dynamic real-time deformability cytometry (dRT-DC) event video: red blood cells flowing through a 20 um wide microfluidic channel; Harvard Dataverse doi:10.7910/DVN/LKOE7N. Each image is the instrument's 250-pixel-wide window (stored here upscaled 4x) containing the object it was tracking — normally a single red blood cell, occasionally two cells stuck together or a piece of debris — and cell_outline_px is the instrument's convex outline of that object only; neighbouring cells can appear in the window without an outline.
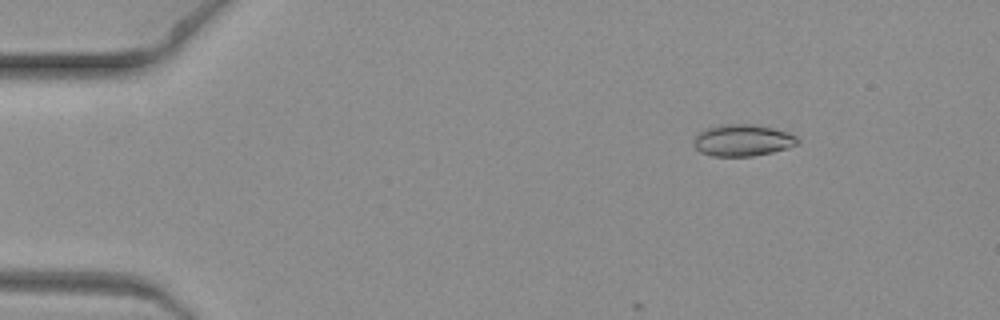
{"species": "common noctule bat (a hibernating species)", "species_latin": "Nyctalus noctula", "temperature_condition": "warm", "stored_images_in_passage": 6, "camera_frame_rate_fps": 3000, "um_per_image_px": 0.085, "animal": {"sex": "female", "body_mass_g": 19.3, "forearm_length_mm": 54.1}, "frame": {"image": 1, "passage_image": 2, "time_ms": 0.333, "image_size_px": [1000, 320], "cell_outline_px": [[800, 140], [796, 144], [788, 148], [772, 152], [752, 156], [712, 156], [700, 152], [692, 144], [696, 136], [700, 132], [716, 124], [756, 124], [788, 132], [796, 136]], "centroid_in_image_um": [63.11, 11.92], "position_along_channel_um": 21.9, "area_um2": 19.25}}
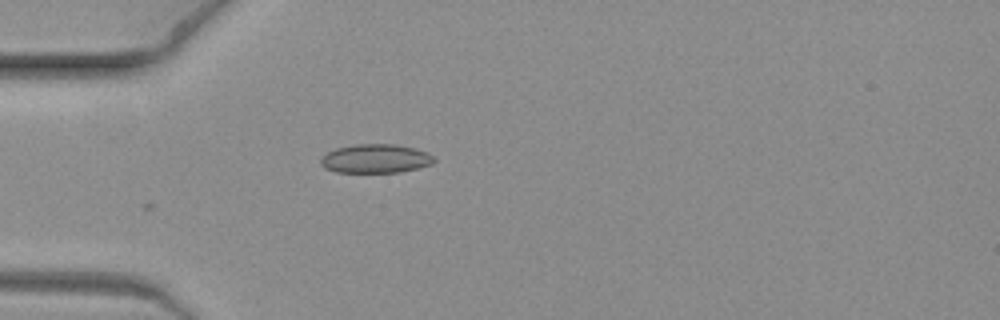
{"frame": {"image": 2, "passage_image": 5, "time_ms": 1.333, "image_size_px": [1000, 320], "cell_outline_px": [[436, 160], [432, 164], [400, 172], [336, 172], [324, 168], [320, 164], [320, 160], [328, 152], [336, 148], [356, 144], [392, 144], [416, 148], [428, 152]], "centroid_in_image_um": [31.93, 13.48], "position_along_channel_um": 53.1, "area_um2": 19.02}}